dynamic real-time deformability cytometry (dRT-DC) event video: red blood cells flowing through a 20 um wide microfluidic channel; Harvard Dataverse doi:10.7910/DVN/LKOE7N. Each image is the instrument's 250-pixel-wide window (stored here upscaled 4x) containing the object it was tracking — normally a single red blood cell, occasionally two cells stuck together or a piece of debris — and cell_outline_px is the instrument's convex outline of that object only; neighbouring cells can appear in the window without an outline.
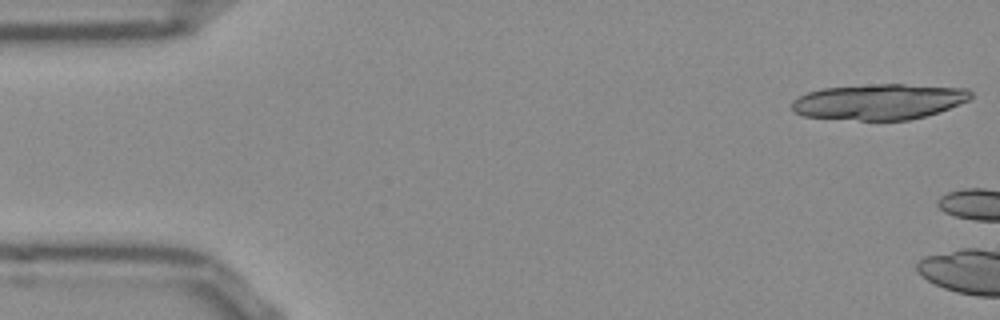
{"species": "Egyptian fruit bat (a non-hibernating species)", "species_latin": "Rousettus aegyptiacus", "temperature_condition": "room temperature", "stored_images_in_passage": 4, "camera_frame_rate_fps": 3000, "um_per_image_px": 0.085, "frame": {"image": 1, "passage_image": 1, "time_ms": 0.0, "image_size_px": [1000, 320], "cell_outline_px": [[972, 96], [968, 100], [940, 112], [908, 120], [860, 120], [804, 116], [792, 112], [792, 100], [808, 92], [820, 88], [872, 84], [904, 84], [968, 88], [972, 92]], "centroid_in_image_um": [74.72, 8.64], "position_along_channel_um": 10.3, "area_um2": 37.34}}